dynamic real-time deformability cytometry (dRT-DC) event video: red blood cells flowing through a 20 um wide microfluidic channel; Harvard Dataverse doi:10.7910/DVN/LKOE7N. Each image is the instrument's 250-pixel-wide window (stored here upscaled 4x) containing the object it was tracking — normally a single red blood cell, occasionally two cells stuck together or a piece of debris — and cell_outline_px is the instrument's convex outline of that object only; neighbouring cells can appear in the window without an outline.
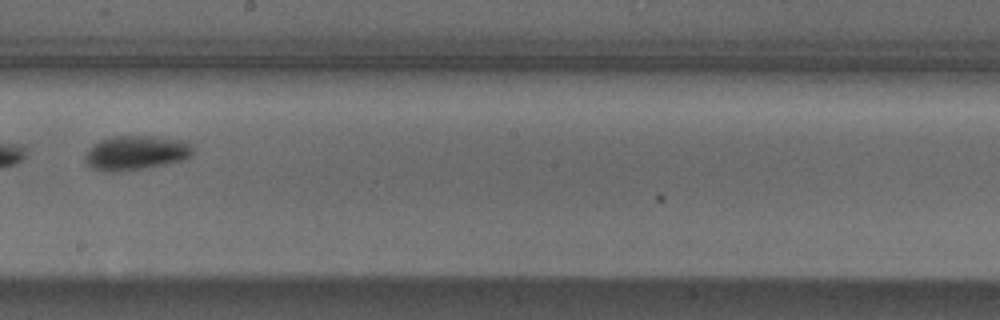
{"species": "Egyptian fruit bat (a non-hibernating species)", "species_latin": "Rousettus aegyptiacus", "temperature_condition": "cold", "stored_images_in_passage": 14, "camera_frame_rate_fps": 3000, "um_per_image_px": 0.085, "animal": {"sex": "male"}, "frame": {"image": 1, "passage_image": 8, "time_ms": 2.333, "image_size_px": [1000, 320], "cell_outline_px": [[192, 152], [184, 160], [144, 168], [116, 172], [108, 172], [92, 168], [84, 164], [84, 156], [88, 148], [100, 140], [112, 136], [160, 136], [184, 140], [192, 144]], "centroid_in_image_um": [11.51, 12.98], "position_along_channel_um": 236.7, "area_um2": 21.85}}